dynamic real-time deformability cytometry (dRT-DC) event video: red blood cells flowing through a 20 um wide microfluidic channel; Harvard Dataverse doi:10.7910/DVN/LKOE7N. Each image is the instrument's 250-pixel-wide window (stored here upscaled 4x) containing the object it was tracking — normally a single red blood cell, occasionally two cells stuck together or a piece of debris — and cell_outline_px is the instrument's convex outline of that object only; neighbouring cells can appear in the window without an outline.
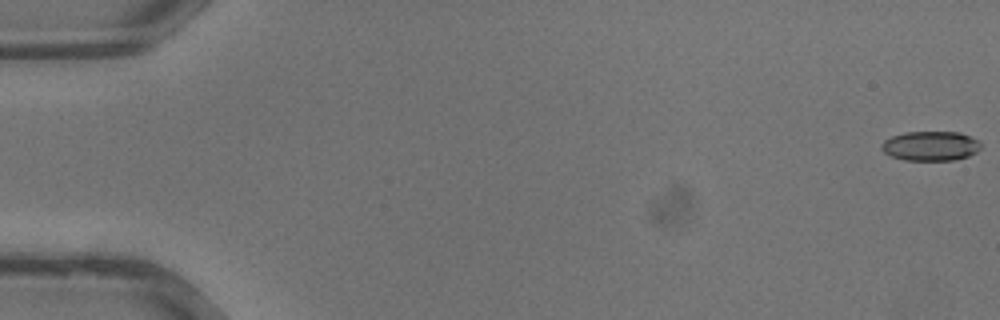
{"species": "common noctule bat (a hibernating species)", "species_latin": "Nyctalus noctula", "temperature_condition": "warm", "stored_images_in_passage": 36, "camera_frame_rate_fps": 3000, "um_per_image_px": 0.085, "animal": {"sex": "male", "body_mass_g": 13.3}, "frame": {"image": 1, "passage_image": 1, "time_ms": 0.0, "image_size_px": [1000, 320], "cell_outline_px": [[980, 148], [976, 152], [968, 156], [952, 160], [904, 160], [892, 156], [884, 152], [880, 148], [880, 144], [884, 140], [892, 136], [904, 132], [960, 132], [976, 140], [980, 144]], "centroid_in_image_um": [79.05, 12.4], "position_along_channel_um": 5.9, "area_um2": 16.99}}
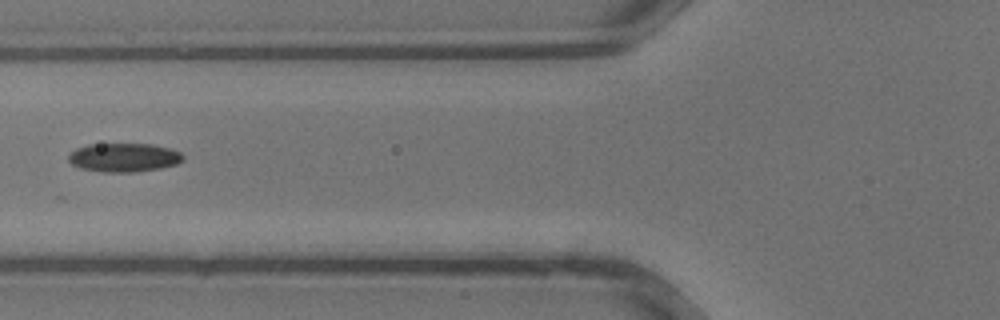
{"frame": {"image": 2, "passage_image": 15, "time_ms": 4.667, "image_size_px": [1000, 320], "cell_outline_px": [[184, 160], [176, 164], [160, 168], [132, 172], [104, 172], [80, 168], [72, 164], [68, 160], [68, 156], [76, 148], [88, 144], [152, 144], [168, 148], [180, 152], [184, 156]], "centroid_in_image_um": [10.53, 13.38], "position_along_channel_um": 115.3, "area_um2": 19.13}}
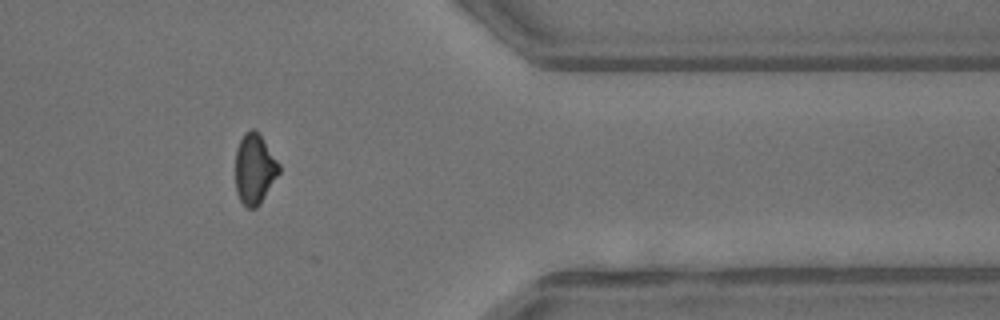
{"frame": {"image": 3, "passage_image": 30, "time_ms": 9.667, "image_size_px": [1000, 320], "cell_outline_px": [[280, 172], [260, 204], [256, 208], [248, 208], [240, 200], [236, 192], [236, 148], [244, 132], [252, 128], [256, 128], [260, 132], [280, 164]], "centroid_in_image_um": [21.65, 14.31], "position_along_channel_um": 389.8, "area_um2": 18.15}}